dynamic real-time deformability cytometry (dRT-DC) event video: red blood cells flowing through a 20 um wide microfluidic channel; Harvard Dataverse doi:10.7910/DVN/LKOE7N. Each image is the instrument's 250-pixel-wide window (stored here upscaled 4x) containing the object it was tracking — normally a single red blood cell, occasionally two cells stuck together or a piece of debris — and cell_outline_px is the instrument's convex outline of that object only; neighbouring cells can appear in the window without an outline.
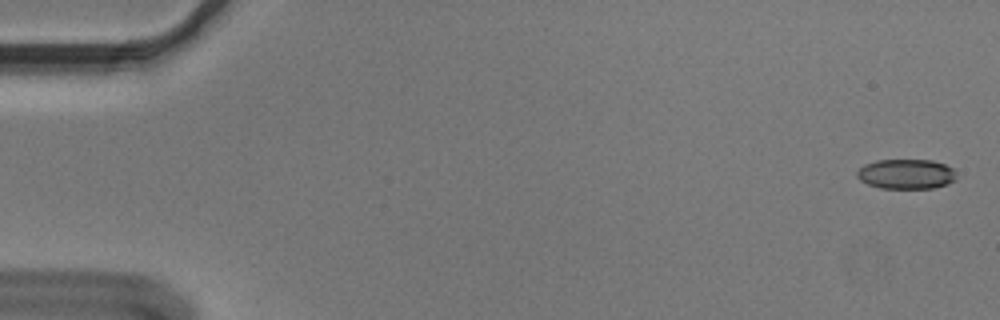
{"species": "Egyptian fruit bat (a non-hibernating species)", "species_latin": "Rousettus aegyptiacus", "temperature_condition": "cold", "stored_images_in_passage": 56, "camera_frame_rate_fps": 3000, "um_per_image_px": 0.085, "animal": {"sex": "male"}, "frame": {"image": 1, "passage_image": 2, "time_ms": 0.333, "image_size_px": [1000, 320], "cell_outline_px": [[956, 180], [948, 184], [932, 188], [880, 188], [868, 184], [860, 180], [856, 176], [856, 172], [864, 164], [876, 160], [932, 160], [944, 164], [952, 168], [956, 172]], "centroid_in_image_um": [77.03, 14.79], "position_along_channel_um": 8.0, "area_um2": 17.4}}
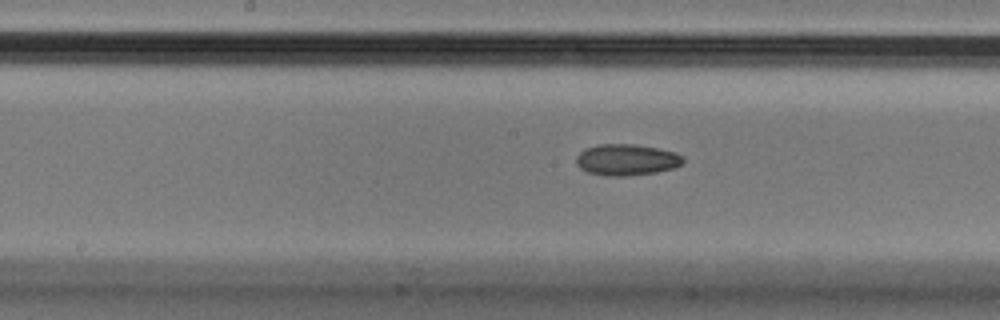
{"frame": {"image": 2, "passage_image": 29, "time_ms": 9.333, "image_size_px": [1000, 320], "cell_outline_px": [[684, 160], [680, 164], [672, 168], [656, 172], [624, 176], [604, 176], [588, 172], [580, 168], [576, 164], [576, 156], [584, 148], [600, 144], [632, 144], [656, 148], [676, 152]], "centroid_in_image_um": [53.2, 13.58], "position_along_channel_um": 195.0, "area_um2": 19.36}}
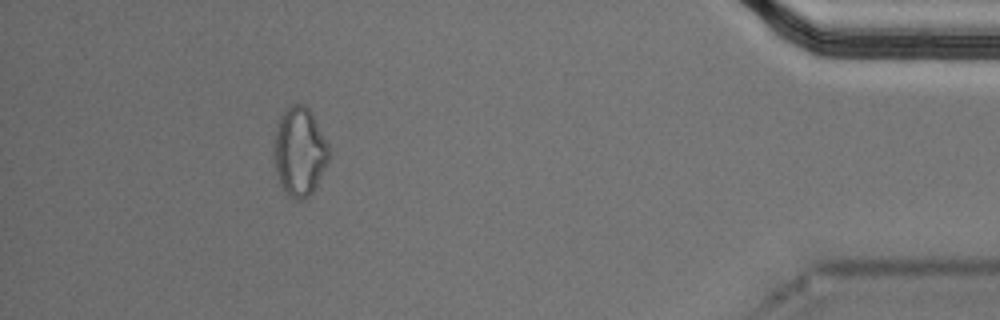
{"frame": {"image": 3, "passage_image": 51, "time_ms": 16.667, "image_size_px": [1000, 320], "cell_outline_px": [[332, 152], [312, 192], [304, 200], [296, 200], [288, 196], [284, 192], [280, 184], [276, 172], [272, 152], [276, 128], [280, 116], [292, 104], [304, 104], [312, 112]], "centroid_in_image_um": [25.45, 12.89], "position_along_channel_um": 409.8, "area_um2": 28.61}}